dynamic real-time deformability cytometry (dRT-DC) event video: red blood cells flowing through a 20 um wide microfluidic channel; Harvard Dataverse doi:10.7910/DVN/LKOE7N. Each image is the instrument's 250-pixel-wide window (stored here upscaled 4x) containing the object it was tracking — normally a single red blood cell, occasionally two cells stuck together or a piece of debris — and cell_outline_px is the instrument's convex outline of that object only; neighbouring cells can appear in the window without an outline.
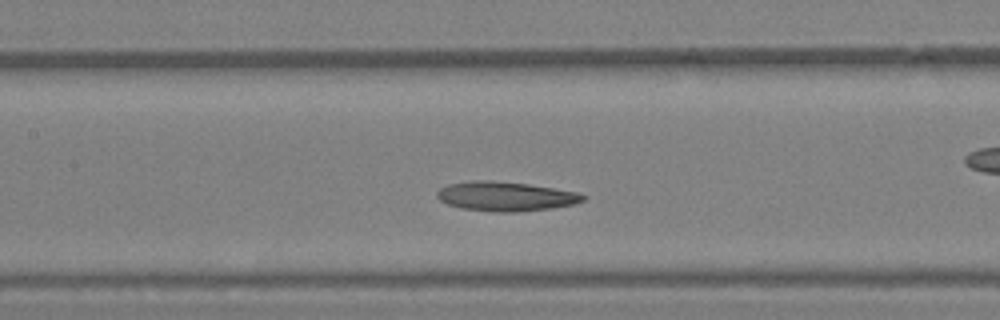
{"species": "Egyptian fruit bat (a non-hibernating species)", "species_latin": "Rousettus aegyptiacus", "temperature_condition": "warm", "stored_images_in_passage": 33, "camera_frame_rate_fps": 3000, "um_per_image_px": 0.085, "animal": {"sex": "female"}, "frame": {"image": 1, "passage_image": 15, "time_ms": 4.667, "image_size_px": [1000, 320], "cell_outline_px": [[588, 196], [584, 200], [576, 204], [552, 208], [516, 212], [496, 212], [460, 208], [448, 204], [440, 200], [436, 196], [436, 192], [440, 188], [448, 184], [472, 180], [492, 180], [528, 184], [580, 192]], "centroid_in_image_um": [43.0, 16.68], "position_along_channel_um": 164.4, "area_um2": 25.26}}
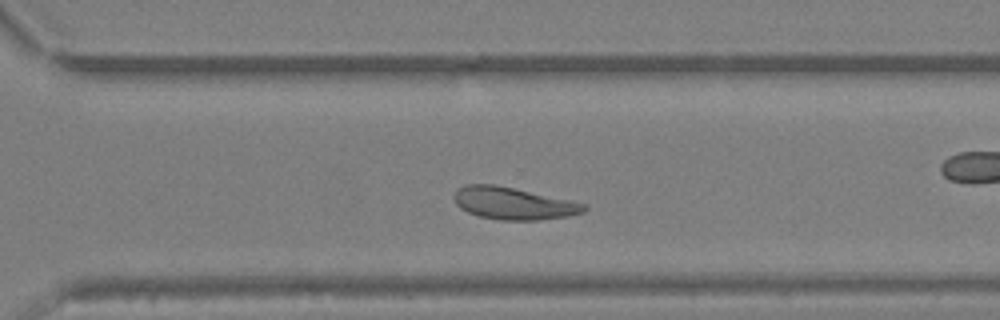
{"frame": {"image": 2, "passage_image": 24, "time_ms": 7.667, "image_size_px": [1000, 320], "cell_outline_px": [[588, 208], [584, 212], [568, 216], [536, 220], [500, 220], [480, 216], [468, 212], [460, 208], [456, 204], [452, 196], [464, 184], [492, 184], [512, 188], [568, 200], [584, 204]], "centroid_in_image_um": [43.59, 17.29], "position_along_channel_um": 327.0, "area_um2": 23.99}}